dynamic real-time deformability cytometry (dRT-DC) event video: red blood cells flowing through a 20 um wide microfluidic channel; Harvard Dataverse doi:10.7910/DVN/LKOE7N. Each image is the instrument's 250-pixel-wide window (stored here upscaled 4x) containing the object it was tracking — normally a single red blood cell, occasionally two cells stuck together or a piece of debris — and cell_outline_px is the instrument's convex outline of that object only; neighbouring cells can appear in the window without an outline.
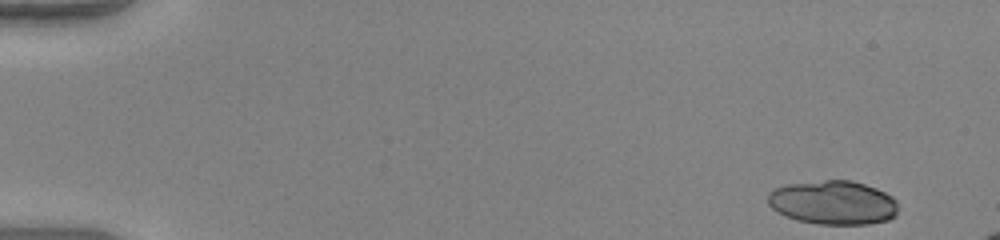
{"species": "human", "species_latin": "Homo sapiens", "temperature_condition": "warm", "stored_images_in_passage": 34, "camera_frame_rate_fps": 3000, "um_per_image_px": 0.085, "donor": {"sex": "female"}, "frame": {"image": 1, "passage_image": 1, "time_ms": 0.0, "image_size_px": [1000, 240], "cell_outline_px": [[896, 216], [888, 220], [868, 224], [820, 224], [796, 220], [776, 212], [768, 204], [768, 192], [772, 188], [788, 184], [824, 180], [852, 180], [876, 188], [892, 196], [896, 200]], "centroid_in_image_um": [70.79, 17.22], "position_along_channel_um": 14.2, "area_um2": 33.52}}
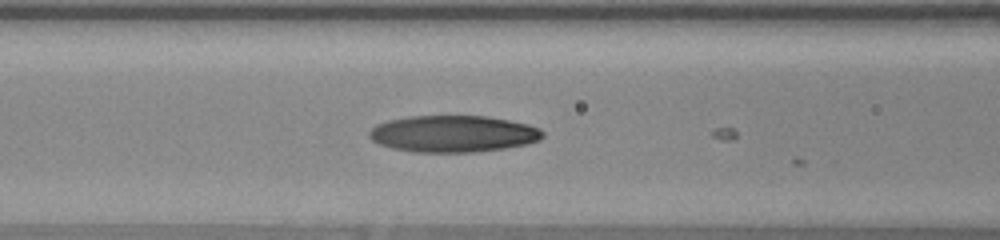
{"frame": {"image": 2, "passage_image": 20, "time_ms": 6.333, "image_size_px": [1000, 240], "cell_outline_px": [[544, 136], [540, 140], [528, 144], [508, 148], [472, 152], [416, 152], [392, 148], [380, 144], [372, 140], [368, 136], [368, 132], [376, 124], [388, 120], [408, 116], [484, 116], [508, 120], [528, 124], [540, 128], [544, 132]], "centroid_in_image_um": [38.54, 11.37], "position_along_channel_um": 128.1, "area_um2": 37.28}}
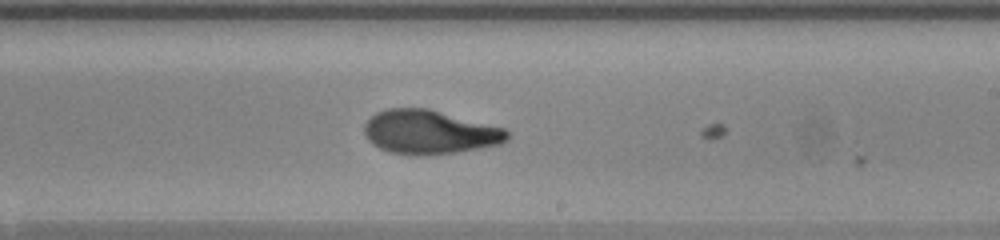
{"frame": {"image": 3, "passage_image": 29, "time_ms": 9.333, "image_size_px": [1000, 240], "cell_outline_px": [[508, 140], [500, 144], [480, 148], [456, 152], [424, 156], [416, 156], [388, 152], [372, 144], [368, 140], [364, 132], [364, 124], [376, 112], [388, 108], [428, 108], [504, 128], [508, 132]], "centroid_in_image_um": [36.49, 11.24], "position_along_channel_um": 252.5, "area_um2": 36.7}}